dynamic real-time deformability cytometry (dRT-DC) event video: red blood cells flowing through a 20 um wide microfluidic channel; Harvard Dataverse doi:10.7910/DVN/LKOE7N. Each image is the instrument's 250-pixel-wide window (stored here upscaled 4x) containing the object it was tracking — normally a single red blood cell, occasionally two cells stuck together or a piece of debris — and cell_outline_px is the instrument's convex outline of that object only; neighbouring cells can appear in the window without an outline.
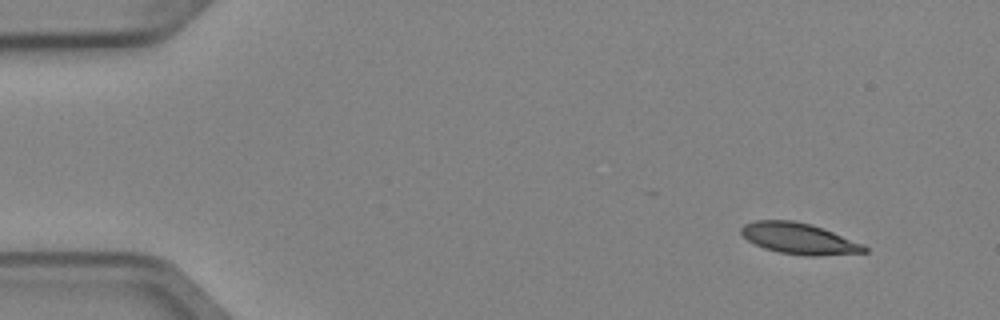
{"species": "Egyptian fruit bat (a non-hibernating species)", "species_latin": "Rousettus aegyptiacus", "temperature_condition": "cold", "stored_images_in_passage": 3, "camera_frame_rate_fps": 3000, "um_per_image_px": 0.085, "animal": {"sex": "female"}, "frame": {"image": 1, "passage_image": 1, "time_ms": 0.0, "image_size_px": [1000, 320], "cell_outline_px": [[868, 252], [820, 256], [804, 256], [780, 252], [764, 248], [748, 240], [740, 232], [740, 228], [744, 224], [756, 220], [792, 220], [812, 224], [864, 244], [868, 248]], "centroid_in_image_um": [67.94, 20.28], "position_along_channel_um": 17.1, "area_um2": 22.37}}